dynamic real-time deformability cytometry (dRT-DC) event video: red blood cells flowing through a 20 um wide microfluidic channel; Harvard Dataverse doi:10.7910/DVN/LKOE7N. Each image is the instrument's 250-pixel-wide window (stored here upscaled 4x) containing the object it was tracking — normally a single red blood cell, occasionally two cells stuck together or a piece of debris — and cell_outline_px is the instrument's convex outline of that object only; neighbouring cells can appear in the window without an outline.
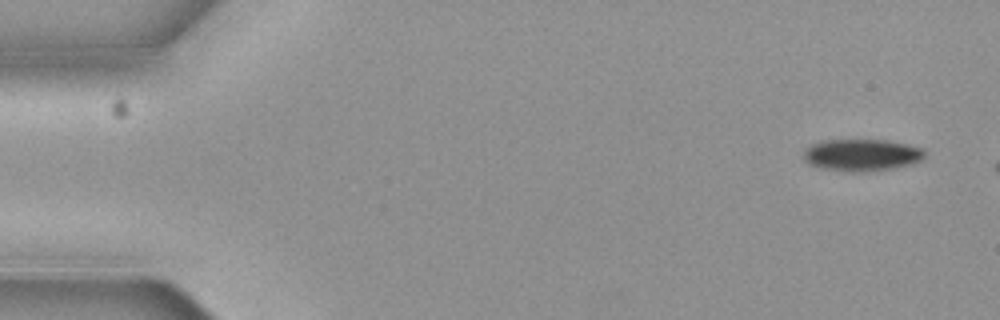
{"species": "common noctule bat (a hibernating species)", "species_latin": "Nyctalus noctula", "temperature_condition": "cold", "stored_images_in_passage": 3, "camera_frame_rate_fps": 3000, "um_per_image_px": 0.085, "animal": {"sex": "female", "body_mass_g": 19.3, "forearm_length_mm": 54.1}, "frame": {"image": 1, "passage_image": 1, "time_ms": 0.0, "image_size_px": [1000, 320], "cell_outline_px": [[924, 156], [920, 160], [912, 164], [896, 168], [864, 172], [852, 172], [820, 168], [808, 164], [804, 160], [804, 148], [820, 140], [884, 140], [924, 148]], "centroid_in_image_um": [73.21, 13.18], "position_along_channel_um": 11.8, "area_um2": 22.72}}